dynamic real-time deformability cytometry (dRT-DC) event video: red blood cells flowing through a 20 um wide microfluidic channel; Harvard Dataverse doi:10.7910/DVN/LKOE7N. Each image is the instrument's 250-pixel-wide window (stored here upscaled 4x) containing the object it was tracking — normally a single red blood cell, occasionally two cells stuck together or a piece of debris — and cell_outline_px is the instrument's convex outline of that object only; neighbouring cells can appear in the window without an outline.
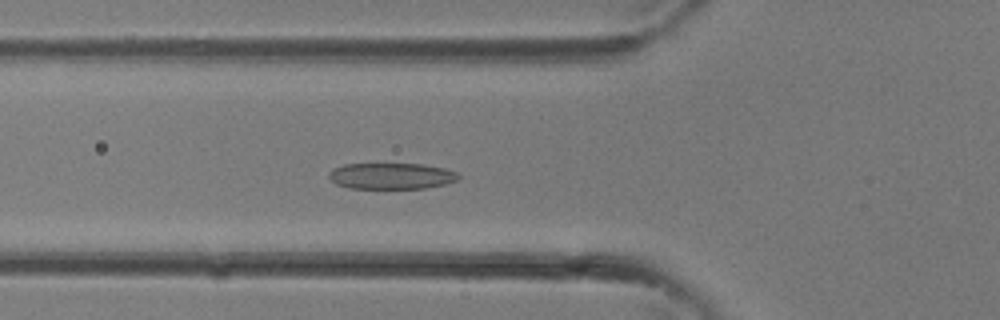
{"species": "common noctule bat (a hibernating species)", "species_latin": "Nyctalus noctula", "temperature_condition": "room temperature", "stored_images_in_passage": 34, "camera_frame_rate_fps": 3000, "um_per_image_px": 0.085, "animal": {"sex": "female"}, "frame": {"image": 1, "passage_image": 12, "time_ms": 3.667, "image_size_px": [1000, 320], "cell_outline_px": [[460, 176], [456, 180], [444, 184], [424, 188], [348, 188], [336, 184], [328, 176], [328, 172], [332, 168], [344, 164], [424, 164], [444, 168], [456, 172]], "centroid_in_image_um": [33.22, 14.95], "position_along_channel_um": 92.6, "area_um2": 19.71}}
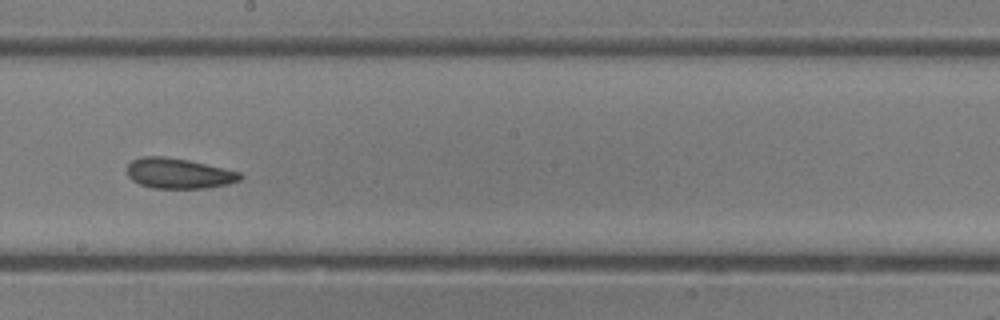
{"frame": {"image": 2, "passage_image": 19, "time_ms": 6.0, "image_size_px": [1000, 320], "cell_outline_px": [[244, 176], [240, 180], [228, 184], [204, 188], [152, 188], [140, 184], [132, 180], [128, 176], [128, 164], [132, 160], [140, 156], [164, 156], [188, 160], [240, 172]], "centroid_in_image_um": [15.18, 14.73], "position_along_channel_um": 233.0, "area_um2": 19.94}}
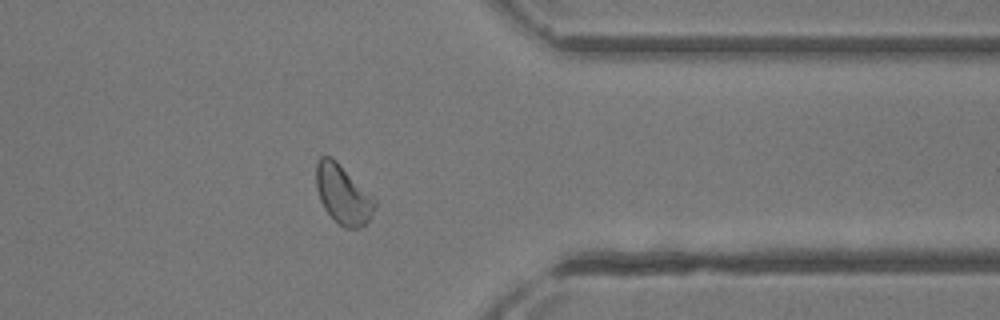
{"frame": {"image": 3, "passage_image": 27, "time_ms": 8.667, "image_size_px": [1000, 320], "cell_outline_px": [[376, 208], [368, 220], [364, 224], [356, 228], [344, 228], [324, 208], [320, 200], [316, 188], [316, 164], [320, 156], [332, 156], [376, 196]], "centroid_in_image_um": [29.18, 16.48], "position_along_channel_um": 382.2, "area_um2": 20.52}}